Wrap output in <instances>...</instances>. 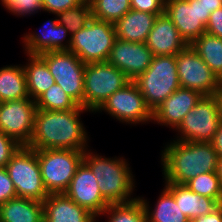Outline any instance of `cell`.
<instances>
[{
  "instance_id": "1",
  "label": "cell",
  "mask_w": 222,
  "mask_h": 222,
  "mask_svg": "<svg viewBox=\"0 0 222 222\" xmlns=\"http://www.w3.org/2000/svg\"><path fill=\"white\" fill-rule=\"evenodd\" d=\"M85 111L89 110L80 105L67 111L37 109L34 132L27 147L34 150H87L89 137L86 128L80 121L81 113L83 114Z\"/></svg>"
},
{
  "instance_id": "2",
  "label": "cell",
  "mask_w": 222,
  "mask_h": 222,
  "mask_svg": "<svg viewBox=\"0 0 222 222\" xmlns=\"http://www.w3.org/2000/svg\"><path fill=\"white\" fill-rule=\"evenodd\" d=\"M165 183L185 184L199 174L215 172L218 154L211 142L171 141L161 153Z\"/></svg>"
},
{
  "instance_id": "3",
  "label": "cell",
  "mask_w": 222,
  "mask_h": 222,
  "mask_svg": "<svg viewBox=\"0 0 222 222\" xmlns=\"http://www.w3.org/2000/svg\"><path fill=\"white\" fill-rule=\"evenodd\" d=\"M83 161L95 175L101 195L109 204L129 203L137 198L131 197L136 186L126 159L102 157L87 149Z\"/></svg>"
},
{
  "instance_id": "4",
  "label": "cell",
  "mask_w": 222,
  "mask_h": 222,
  "mask_svg": "<svg viewBox=\"0 0 222 222\" xmlns=\"http://www.w3.org/2000/svg\"><path fill=\"white\" fill-rule=\"evenodd\" d=\"M153 111L180 88L176 55L154 56L148 69L133 81Z\"/></svg>"
},
{
  "instance_id": "5",
  "label": "cell",
  "mask_w": 222,
  "mask_h": 222,
  "mask_svg": "<svg viewBox=\"0 0 222 222\" xmlns=\"http://www.w3.org/2000/svg\"><path fill=\"white\" fill-rule=\"evenodd\" d=\"M115 39L113 23L92 17L85 27L71 35L69 51L85 64L107 62Z\"/></svg>"
},
{
  "instance_id": "6",
  "label": "cell",
  "mask_w": 222,
  "mask_h": 222,
  "mask_svg": "<svg viewBox=\"0 0 222 222\" xmlns=\"http://www.w3.org/2000/svg\"><path fill=\"white\" fill-rule=\"evenodd\" d=\"M84 153L70 149L36 150L42 180L49 194L64 193L68 189Z\"/></svg>"
},
{
  "instance_id": "7",
  "label": "cell",
  "mask_w": 222,
  "mask_h": 222,
  "mask_svg": "<svg viewBox=\"0 0 222 222\" xmlns=\"http://www.w3.org/2000/svg\"><path fill=\"white\" fill-rule=\"evenodd\" d=\"M19 198L43 202L49 195L40 171L36 150L21 146L6 165Z\"/></svg>"
},
{
  "instance_id": "8",
  "label": "cell",
  "mask_w": 222,
  "mask_h": 222,
  "mask_svg": "<svg viewBox=\"0 0 222 222\" xmlns=\"http://www.w3.org/2000/svg\"><path fill=\"white\" fill-rule=\"evenodd\" d=\"M129 81L121 70L108 62L86 63L83 108L94 113L108 97Z\"/></svg>"
},
{
  "instance_id": "9",
  "label": "cell",
  "mask_w": 222,
  "mask_h": 222,
  "mask_svg": "<svg viewBox=\"0 0 222 222\" xmlns=\"http://www.w3.org/2000/svg\"><path fill=\"white\" fill-rule=\"evenodd\" d=\"M221 123L216 94L203 95L175 129L176 141L211 142Z\"/></svg>"
},
{
  "instance_id": "10",
  "label": "cell",
  "mask_w": 222,
  "mask_h": 222,
  "mask_svg": "<svg viewBox=\"0 0 222 222\" xmlns=\"http://www.w3.org/2000/svg\"><path fill=\"white\" fill-rule=\"evenodd\" d=\"M39 56L46 62L55 83L83 107L86 64L69 50L48 51L39 54Z\"/></svg>"
},
{
  "instance_id": "11",
  "label": "cell",
  "mask_w": 222,
  "mask_h": 222,
  "mask_svg": "<svg viewBox=\"0 0 222 222\" xmlns=\"http://www.w3.org/2000/svg\"><path fill=\"white\" fill-rule=\"evenodd\" d=\"M98 111H104L118 121L131 125L153 120V111L133 81L108 97L95 113Z\"/></svg>"
},
{
  "instance_id": "12",
  "label": "cell",
  "mask_w": 222,
  "mask_h": 222,
  "mask_svg": "<svg viewBox=\"0 0 222 222\" xmlns=\"http://www.w3.org/2000/svg\"><path fill=\"white\" fill-rule=\"evenodd\" d=\"M180 86L200 92L202 95L217 94L222 82L189 44L176 54Z\"/></svg>"
},
{
  "instance_id": "13",
  "label": "cell",
  "mask_w": 222,
  "mask_h": 222,
  "mask_svg": "<svg viewBox=\"0 0 222 222\" xmlns=\"http://www.w3.org/2000/svg\"><path fill=\"white\" fill-rule=\"evenodd\" d=\"M36 110L31 98L0 102V131L27 146L34 132Z\"/></svg>"
},
{
  "instance_id": "14",
  "label": "cell",
  "mask_w": 222,
  "mask_h": 222,
  "mask_svg": "<svg viewBox=\"0 0 222 222\" xmlns=\"http://www.w3.org/2000/svg\"><path fill=\"white\" fill-rule=\"evenodd\" d=\"M165 13L188 45L206 33L211 14L206 12L199 0H166Z\"/></svg>"
},
{
  "instance_id": "15",
  "label": "cell",
  "mask_w": 222,
  "mask_h": 222,
  "mask_svg": "<svg viewBox=\"0 0 222 222\" xmlns=\"http://www.w3.org/2000/svg\"><path fill=\"white\" fill-rule=\"evenodd\" d=\"M153 57L146 43L116 38L107 62L121 70L130 81H134L148 69Z\"/></svg>"
},
{
  "instance_id": "16",
  "label": "cell",
  "mask_w": 222,
  "mask_h": 222,
  "mask_svg": "<svg viewBox=\"0 0 222 222\" xmlns=\"http://www.w3.org/2000/svg\"><path fill=\"white\" fill-rule=\"evenodd\" d=\"M64 193L98 218L109 205L101 195L95 175L84 161L78 166L68 189Z\"/></svg>"
},
{
  "instance_id": "17",
  "label": "cell",
  "mask_w": 222,
  "mask_h": 222,
  "mask_svg": "<svg viewBox=\"0 0 222 222\" xmlns=\"http://www.w3.org/2000/svg\"><path fill=\"white\" fill-rule=\"evenodd\" d=\"M202 96L198 91L178 88L153 110L152 122L176 129Z\"/></svg>"
},
{
  "instance_id": "18",
  "label": "cell",
  "mask_w": 222,
  "mask_h": 222,
  "mask_svg": "<svg viewBox=\"0 0 222 222\" xmlns=\"http://www.w3.org/2000/svg\"><path fill=\"white\" fill-rule=\"evenodd\" d=\"M41 29L44 30L40 31V34L33 32L25 33L23 36L25 54L39 55L48 51L69 50L71 34H68L69 31L58 23V19L48 20ZM67 35L70 36L68 39Z\"/></svg>"
},
{
  "instance_id": "19",
  "label": "cell",
  "mask_w": 222,
  "mask_h": 222,
  "mask_svg": "<svg viewBox=\"0 0 222 222\" xmlns=\"http://www.w3.org/2000/svg\"><path fill=\"white\" fill-rule=\"evenodd\" d=\"M187 45L167 14L158 15L146 40L153 55H176Z\"/></svg>"
},
{
  "instance_id": "20",
  "label": "cell",
  "mask_w": 222,
  "mask_h": 222,
  "mask_svg": "<svg viewBox=\"0 0 222 222\" xmlns=\"http://www.w3.org/2000/svg\"><path fill=\"white\" fill-rule=\"evenodd\" d=\"M44 222H96L97 217L65 193H52L43 201Z\"/></svg>"
},
{
  "instance_id": "21",
  "label": "cell",
  "mask_w": 222,
  "mask_h": 222,
  "mask_svg": "<svg viewBox=\"0 0 222 222\" xmlns=\"http://www.w3.org/2000/svg\"><path fill=\"white\" fill-rule=\"evenodd\" d=\"M156 18V14L131 9L114 23L116 38L123 41L146 43Z\"/></svg>"
},
{
  "instance_id": "22",
  "label": "cell",
  "mask_w": 222,
  "mask_h": 222,
  "mask_svg": "<svg viewBox=\"0 0 222 222\" xmlns=\"http://www.w3.org/2000/svg\"><path fill=\"white\" fill-rule=\"evenodd\" d=\"M165 188L174 196L181 211L190 221L197 216L209 214L219 207L217 200L200 196L185 184L165 183Z\"/></svg>"
},
{
  "instance_id": "23",
  "label": "cell",
  "mask_w": 222,
  "mask_h": 222,
  "mask_svg": "<svg viewBox=\"0 0 222 222\" xmlns=\"http://www.w3.org/2000/svg\"><path fill=\"white\" fill-rule=\"evenodd\" d=\"M0 222H44L43 202L19 198L0 205Z\"/></svg>"
},
{
  "instance_id": "24",
  "label": "cell",
  "mask_w": 222,
  "mask_h": 222,
  "mask_svg": "<svg viewBox=\"0 0 222 222\" xmlns=\"http://www.w3.org/2000/svg\"><path fill=\"white\" fill-rule=\"evenodd\" d=\"M28 64L23 66L26 76L27 91L32 100H36L55 83L46 62L39 56L26 54Z\"/></svg>"
},
{
  "instance_id": "25",
  "label": "cell",
  "mask_w": 222,
  "mask_h": 222,
  "mask_svg": "<svg viewBox=\"0 0 222 222\" xmlns=\"http://www.w3.org/2000/svg\"><path fill=\"white\" fill-rule=\"evenodd\" d=\"M30 98L23 65L0 68V102Z\"/></svg>"
},
{
  "instance_id": "26",
  "label": "cell",
  "mask_w": 222,
  "mask_h": 222,
  "mask_svg": "<svg viewBox=\"0 0 222 222\" xmlns=\"http://www.w3.org/2000/svg\"><path fill=\"white\" fill-rule=\"evenodd\" d=\"M147 214V222H190L176 203L174 196L164 187L157 203L150 207L147 199L139 197ZM153 210H151V209Z\"/></svg>"
},
{
  "instance_id": "27",
  "label": "cell",
  "mask_w": 222,
  "mask_h": 222,
  "mask_svg": "<svg viewBox=\"0 0 222 222\" xmlns=\"http://www.w3.org/2000/svg\"><path fill=\"white\" fill-rule=\"evenodd\" d=\"M190 45L222 82V38L203 33Z\"/></svg>"
},
{
  "instance_id": "28",
  "label": "cell",
  "mask_w": 222,
  "mask_h": 222,
  "mask_svg": "<svg viewBox=\"0 0 222 222\" xmlns=\"http://www.w3.org/2000/svg\"><path fill=\"white\" fill-rule=\"evenodd\" d=\"M104 214L108 222H147L146 210L139 196L129 203L109 204L101 213Z\"/></svg>"
},
{
  "instance_id": "29",
  "label": "cell",
  "mask_w": 222,
  "mask_h": 222,
  "mask_svg": "<svg viewBox=\"0 0 222 222\" xmlns=\"http://www.w3.org/2000/svg\"><path fill=\"white\" fill-rule=\"evenodd\" d=\"M35 104L37 109L49 111H67L79 106V104L72 97L66 94L56 83L41 94L35 100Z\"/></svg>"
},
{
  "instance_id": "30",
  "label": "cell",
  "mask_w": 222,
  "mask_h": 222,
  "mask_svg": "<svg viewBox=\"0 0 222 222\" xmlns=\"http://www.w3.org/2000/svg\"><path fill=\"white\" fill-rule=\"evenodd\" d=\"M92 17L116 23L131 10L130 0H90Z\"/></svg>"
},
{
  "instance_id": "31",
  "label": "cell",
  "mask_w": 222,
  "mask_h": 222,
  "mask_svg": "<svg viewBox=\"0 0 222 222\" xmlns=\"http://www.w3.org/2000/svg\"><path fill=\"white\" fill-rule=\"evenodd\" d=\"M56 16L58 23L73 35L85 27L92 18L91 5L88 1L83 0L75 7L60 12Z\"/></svg>"
},
{
  "instance_id": "32",
  "label": "cell",
  "mask_w": 222,
  "mask_h": 222,
  "mask_svg": "<svg viewBox=\"0 0 222 222\" xmlns=\"http://www.w3.org/2000/svg\"><path fill=\"white\" fill-rule=\"evenodd\" d=\"M185 185L200 196L215 199L219 203L222 200V186L216 171L199 174L186 182Z\"/></svg>"
},
{
  "instance_id": "33",
  "label": "cell",
  "mask_w": 222,
  "mask_h": 222,
  "mask_svg": "<svg viewBox=\"0 0 222 222\" xmlns=\"http://www.w3.org/2000/svg\"><path fill=\"white\" fill-rule=\"evenodd\" d=\"M8 12L17 16H26L42 10V0H1Z\"/></svg>"
},
{
  "instance_id": "34",
  "label": "cell",
  "mask_w": 222,
  "mask_h": 222,
  "mask_svg": "<svg viewBox=\"0 0 222 222\" xmlns=\"http://www.w3.org/2000/svg\"><path fill=\"white\" fill-rule=\"evenodd\" d=\"M21 146L15 139L0 131V167H6Z\"/></svg>"
},
{
  "instance_id": "35",
  "label": "cell",
  "mask_w": 222,
  "mask_h": 222,
  "mask_svg": "<svg viewBox=\"0 0 222 222\" xmlns=\"http://www.w3.org/2000/svg\"><path fill=\"white\" fill-rule=\"evenodd\" d=\"M166 0H130L131 9L161 15L165 13Z\"/></svg>"
},
{
  "instance_id": "36",
  "label": "cell",
  "mask_w": 222,
  "mask_h": 222,
  "mask_svg": "<svg viewBox=\"0 0 222 222\" xmlns=\"http://www.w3.org/2000/svg\"><path fill=\"white\" fill-rule=\"evenodd\" d=\"M16 197V189L6 168L0 167V205Z\"/></svg>"
},
{
  "instance_id": "37",
  "label": "cell",
  "mask_w": 222,
  "mask_h": 222,
  "mask_svg": "<svg viewBox=\"0 0 222 222\" xmlns=\"http://www.w3.org/2000/svg\"><path fill=\"white\" fill-rule=\"evenodd\" d=\"M83 0H42V10L55 16L67 9L73 8Z\"/></svg>"
},
{
  "instance_id": "38",
  "label": "cell",
  "mask_w": 222,
  "mask_h": 222,
  "mask_svg": "<svg viewBox=\"0 0 222 222\" xmlns=\"http://www.w3.org/2000/svg\"><path fill=\"white\" fill-rule=\"evenodd\" d=\"M206 33L222 38V7L210 14L206 24Z\"/></svg>"
},
{
  "instance_id": "39",
  "label": "cell",
  "mask_w": 222,
  "mask_h": 222,
  "mask_svg": "<svg viewBox=\"0 0 222 222\" xmlns=\"http://www.w3.org/2000/svg\"><path fill=\"white\" fill-rule=\"evenodd\" d=\"M190 222H222V209L219 206L213 212L206 215L197 216Z\"/></svg>"
},
{
  "instance_id": "40",
  "label": "cell",
  "mask_w": 222,
  "mask_h": 222,
  "mask_svg": "<svg viewBox=\"0 0 222 222\" xmlns=\"http://www.w3.org/2000/svg\"><path fill=\"white\" fill-rule=\"evenodd\" d=\"M211 144L213 145L214 149L216 150V153L219 157H222V123L219 126V129L215 133Z\"/></svg>"
},
{
  "instance_id": "41",
  "label": "cell",
  "mask_w": 222,
  "mask_h": 222,
  "mask_svg": "<svg viewBox=\"0 0 222 222\" xmlns=\"http://www.w3.org/2000/svg\"><path fill=\"white\" fill-rule=\"evenodd\" d=\"M199 3L206 10V12L210 13L222 7V0H199Z\"/></svg>"
},
{
  "instance_id": "42",
  "label": "cell",
  "mask_w": 222,
  "mask_h": 222,
  "mask_svg": "<svg viewBox=\"0 0 222 222\" xmlns=\"http://www.w3.org/2000/svg\"><path fill=\"white\" fill-rule=\"evenodd\" d=\"M216 172H217V176L219 177V180H220V183H221V186H222V157L218 158V164H217Z\"/></svg>"
},
{
  "instance_id": "43",
  "label": "cell",
  "mask_w": 222,
  "mask_h": 222,
  "mask_svg": "<svg viewBox=\"0 0 222 222\" xmlns=\"http://www.w3.org/2000/svg\"><path fill=\"white\" fill-rule=\"evenodd\" d=\"M216 97L219 103L220 118L222 120V89L216 94Z\"/></svg>"
},
{
  "instance_id": "44",
  "label": "cell",
  "mask_w": 222,
  "mask_h": 222,
  "mask_svg": "<svg viewBox=\"0 0 222 222\" xmlns=\"http://www.w3.org/2000/svg\"><path fill=\"white\" fill-rule=\"evenodd\" d=\"M219 206L221 207V209H222V200H221V202L219 203Z\"/></svg>"
}]
</instances>
